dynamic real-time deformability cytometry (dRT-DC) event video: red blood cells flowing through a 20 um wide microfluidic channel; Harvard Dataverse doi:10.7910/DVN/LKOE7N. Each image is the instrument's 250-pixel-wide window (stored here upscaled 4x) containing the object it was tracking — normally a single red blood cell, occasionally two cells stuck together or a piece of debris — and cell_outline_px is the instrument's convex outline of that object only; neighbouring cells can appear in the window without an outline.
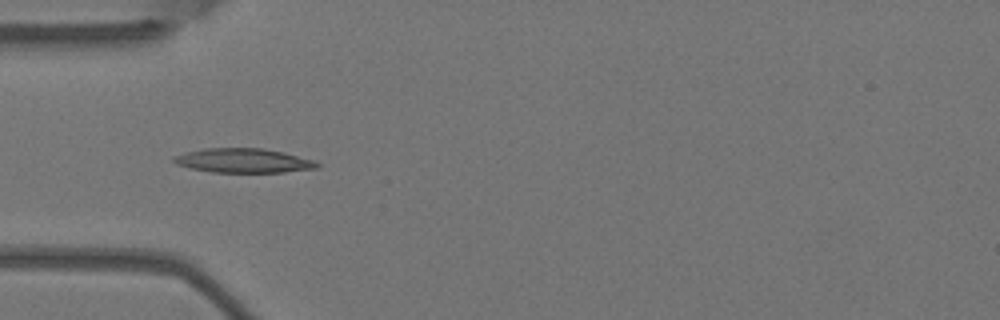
{"species": "Egyptian fruit bat (a non-hibernating species)", "species_latin": "Rousettus aegyptiacus", "temperature_condition": "warm", "stored_images_in_passage": 5, "camera_frame_rate_fps": 3000, "um_per_image_px": 0.085, "animal": {"sex": "female"}, "frame": {"image": 1, "passage_image": 4, "time_ms": 1.0, "image_size_px": [1000, 320], "cell_outline_px": [[320, 168], [284, 172], [212, 172], [192, 168], [176, 164], [172, 160], [172, 156], [184, 152], [204, 148], [264, 148], [284, 152], [316, 160], [320, 164]], "centroid_in_image_um": [20.72, 13.64], "position_along_channel_um": 64.3, "area_um2": 20.52}}
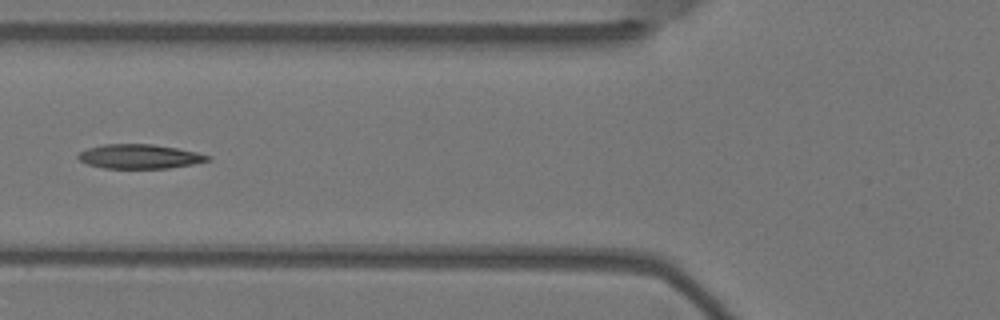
{"frame": {"image": 2, "passage_image": 5, "time_ms": 1.333, "image_size_px": [1000, 320], "cell_outline_px": [[212, 160], [192, 164], [168, 168], [104, 168], [88, 164], [80, 160], [76, 156], [80, 152], [88, 148], [104, 144], [152, 144], [176, 148], [196, 152], [212, 156]], "centroid_in_image_um": [11.88, 13.3], "position_along_channel_um": 113.9, "area_um2": 18.26}}